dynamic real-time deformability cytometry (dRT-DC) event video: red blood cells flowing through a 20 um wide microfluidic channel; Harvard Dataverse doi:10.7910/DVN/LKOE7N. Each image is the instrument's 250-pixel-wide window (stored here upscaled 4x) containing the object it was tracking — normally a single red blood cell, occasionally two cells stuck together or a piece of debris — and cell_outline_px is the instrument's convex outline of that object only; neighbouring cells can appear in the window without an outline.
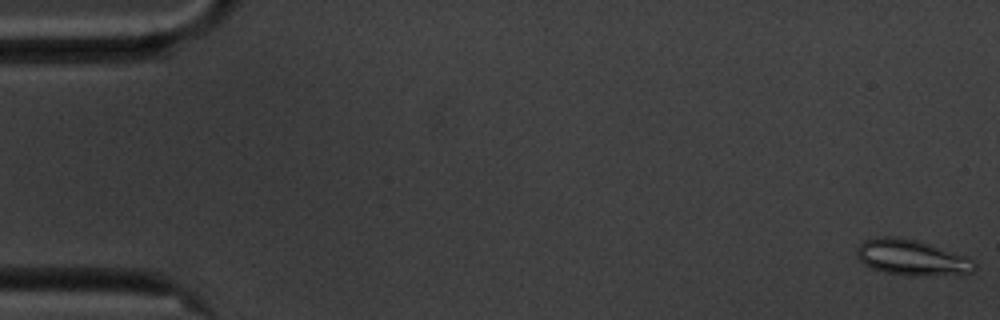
{"species": "common noctule bat (a hibernating species)", "species_latin": "Nyctalus noctula", "temperature_condition": "cold", "stored_images_in_passage": 57, "camera_frame_rate_fps": 3000, "um_per_image_px": 0.085, "animal": {"sex": "male", "body_mass_g": 20.1, "forearm_length_mm": 53.5}, "frame": {"image": 1, "passage_image": 1, "time_ms": 0.0, "image_size_px": [1000, 320], "cell_outline_px": [[976, 268], [972, 272], [924, 276], [908, 276], [884, 272], [872, 268], [864, 264], [856, 256], [856, 248], [864, 240], [880, 236], [896, 236], [916, 240], [964, 256], [972, 260], [976, 264]], "centroid_in_image_um": [77.43, 21.89], "position_along_channel_um": 7.6, "area_um2": 24.28}}
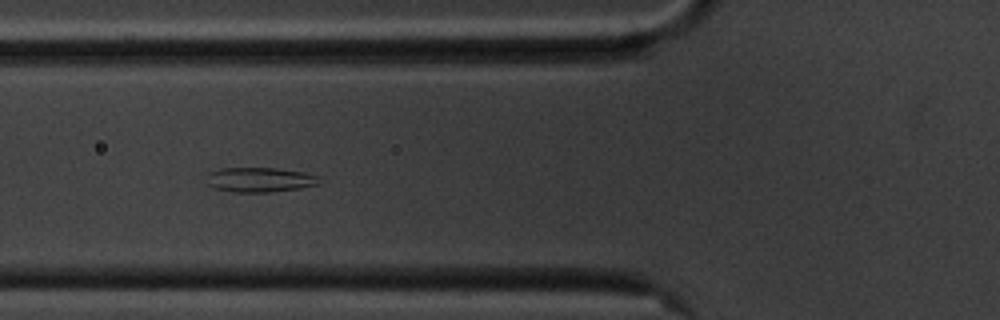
{"frame": {"image": 2, "passage_image": 21, "time_ms": 6.667, "image_size_px": [1000, 320], "cell_outline_px": [[320, 184], [300, 188], [268, 192], [232, 192], [212, 188], [208, 184], [208, 172], [220, 168], [276, 168], [304, 172], [316, 176]], "centroid_in_image_um": [22.04, 15.28], "position_along_channel_um": 103.8, "area_um2": 16.18}}
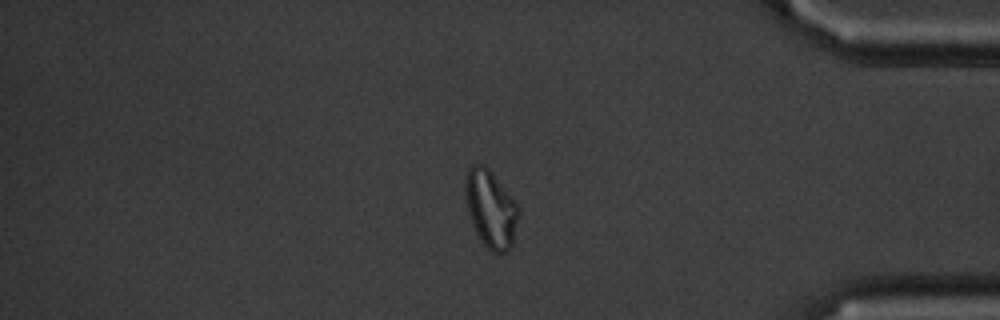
{"frame": {"image": 3, "passage_image": 48, "time_ms": 15.667, "image_size_px": [1000, 320], "cell_outline_px": [[520, 216], [512, 244], [504, 252], [492, 252], [480, 240], [476, 232], [468, 212], [464, 192], [464, 180], [468, 168], [472, 164], [484, 164], [492, 172], [516, 200], [520, 208]], "centroid_in_image_um": [41.72, 17.71], "position_along_channel_um": 393.5, "area_um2": 24.39}, "authors_computed_cell_mechanics": {"area_um2": 21.5594, "velocity_mm_per_s": 3.5165, "shape_relaxation_time_tau1_ms": null, "shape_relaxation_time_tau2_ms": 1.8849, "deformation_change_tau1": null, "deformation_change_tau2": 0.0795}}